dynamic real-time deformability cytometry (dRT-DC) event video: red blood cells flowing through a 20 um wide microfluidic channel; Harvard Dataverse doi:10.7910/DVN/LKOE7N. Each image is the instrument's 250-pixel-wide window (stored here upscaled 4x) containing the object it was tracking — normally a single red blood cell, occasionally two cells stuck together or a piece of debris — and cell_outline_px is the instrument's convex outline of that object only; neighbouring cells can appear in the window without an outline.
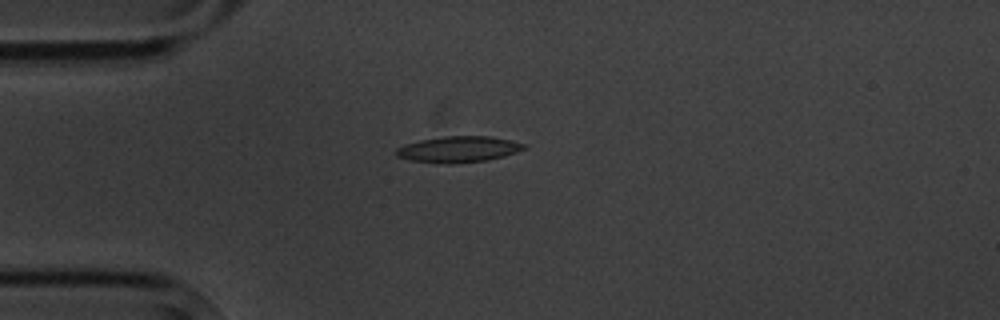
{"species": "common noctule bat (a hibernating species)", "species_latin": "Nyctalus noctula", "temperature_condition": "cold", "stored_images_in_passage": 2, "camera_frame_rate_fps": 3000, "um_per_image_px": 0.085, "animal": {"sex": "male", "body_mass_g": 20.1, "forearm_length_mm": 53.5}, "frame": {"image": 1, "passage_image": 1, "time_ms": 0.0, "image_size_px": [1000, 320], "cell_outline_px": [[528, 148], [504, 156], [488, 160], [452, 164], [448, 164], [412, 160], [396, 156], [396, 148], [404, 144], [420, 140], [444, 136], [488, 136], [528, 144]], "centroid_in_image_um": [38.99, 12.69], "position_along_channel_um": 46.0, "area_um2": 19.42}}
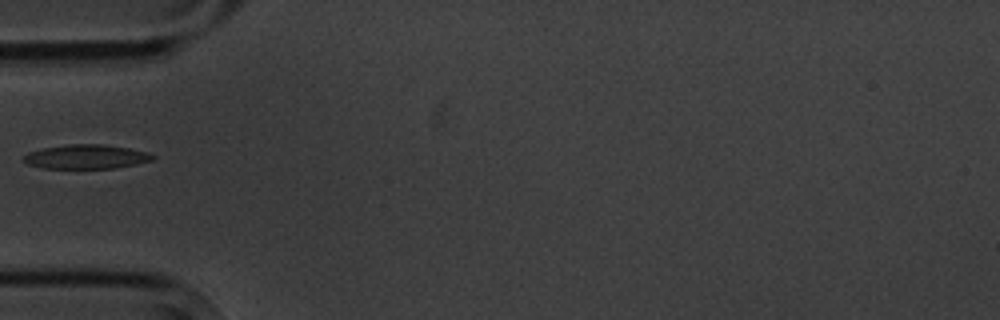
{"frame": {"image": 2, "passage_image": 2, "time_ms": 1.333, "image_size_px": [1000, 320], "cell_outline_px": [[156, 156], [152, 160], [136, 164], [116, 168], [40, 168], [28, 164], [24, 160], [24, 156], [28, 152], [44, 148], [68, 144], [104, 144], [128, 148], [148, 152]], "centroid_in_image_um": [7.34, 13.32], "position_along_channel_um": 77.7, "area_um2": 18.15}}